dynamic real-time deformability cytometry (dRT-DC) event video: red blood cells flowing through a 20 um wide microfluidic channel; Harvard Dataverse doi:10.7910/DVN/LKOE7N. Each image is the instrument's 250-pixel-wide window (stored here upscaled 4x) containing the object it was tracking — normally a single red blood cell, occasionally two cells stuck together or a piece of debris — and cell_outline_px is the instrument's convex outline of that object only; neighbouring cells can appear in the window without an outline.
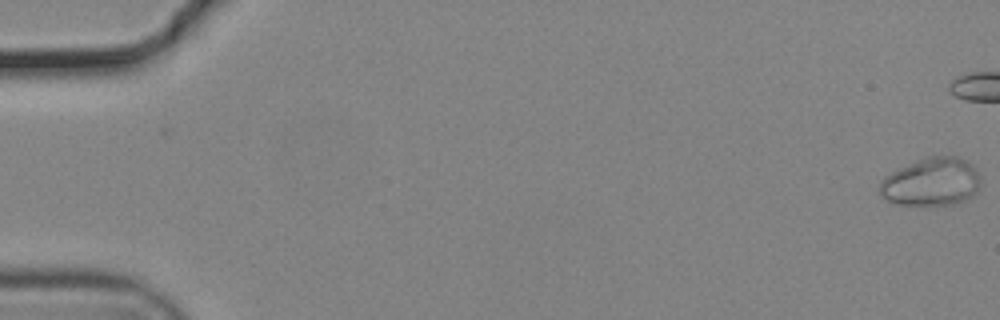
{"species": "common noctule bat (a hibernating species)", "species_latin": "Nyctalus noctula", "temperature_condition": "cold", "stored_images_in_passage": 16, "camera_frame_rate_fps": 3000, "um_per_image_px": 0.085, "animal": {"sex": "male", "body_mass_g": 19.2, "forearm_length_mm": 51.8}, "frame": {"image": 1, "passage_image": 1, "time_ms": 0.0, "image_size_px": [1000, 320], "cell_outline_px": [[980, 184], [972, 196], [964, 200], [952, 204], [896, 204], [880, 196], [880, 180], [884, 176], [900, 168], [928, 156], [956, 156], [964, 160], [976, 172]], "centroid_in_image_um": [79.12, 15.47], "position_along_channel_um": 5.9, "area_um2": 27.57}}